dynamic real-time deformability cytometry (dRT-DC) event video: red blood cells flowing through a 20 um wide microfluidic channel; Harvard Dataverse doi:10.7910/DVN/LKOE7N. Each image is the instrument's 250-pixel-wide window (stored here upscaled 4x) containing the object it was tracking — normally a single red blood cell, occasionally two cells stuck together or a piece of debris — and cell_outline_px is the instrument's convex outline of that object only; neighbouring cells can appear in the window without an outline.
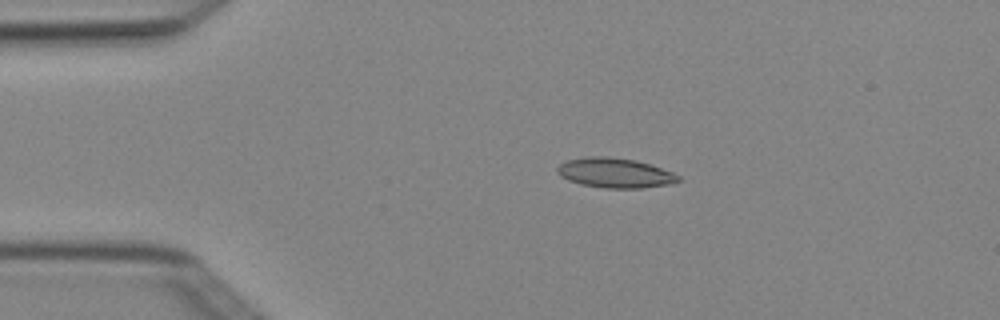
{"species": "Egyptian fruit bat (a non-hibernating species)", "species_latin": "Rousettus aegyptiacus", "temperature_condition": "cold", "stored_images_in_passage": 4, "camera_frame_rate_fps": 3000, "um_per_image_px": 0.085, "animal": {"sex": "female"}, "frame": {"image": 1, "passage_image": 3, "time_ms": 0.667, "image_size_px": [1000, 320], "cell_outline_px": [[680, 180], [672, 184], [644, 188], [604, 188], [580, 184], [568, 180], [560, 176], [556, 172], [556, 168], [560, 164], [568, 160], [588, 156], [608, 156], [636, 160], [672, 172], [680, 176]], "centroid_in_image_um": [52.26, 14.7], "position_along_channel_um": 32.7, "area_um2": 21.1}}